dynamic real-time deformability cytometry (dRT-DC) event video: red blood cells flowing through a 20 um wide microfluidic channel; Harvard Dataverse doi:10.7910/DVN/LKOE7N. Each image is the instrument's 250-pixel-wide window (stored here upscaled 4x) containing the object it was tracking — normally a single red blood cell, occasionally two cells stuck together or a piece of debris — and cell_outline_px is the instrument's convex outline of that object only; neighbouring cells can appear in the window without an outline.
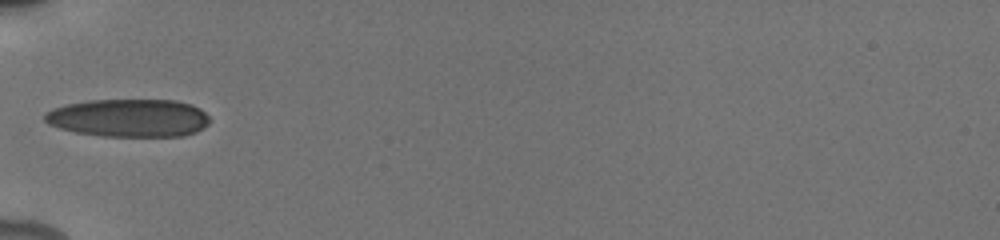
{"species": "human", "species_latin": "Homo sapiens", "temperature_condition": "cold", "stored_images_in_passage": 13, "camera_frame_rate_fps": 3000, "um_per_image_px": 0.085, "donor": {"sex": "male"}, "frame": {"image": 1, "passage_image": 1, "time_ms": 0.0, "image_size_px": [1000, 240], "cell_outline_px": [[212, 120], [208, 124], [196, 132], [184, 136], [104, 136], [76, 132], [60, 128], [48, 124], [44, 120], [44, 112], [52, 108], [64, 104], [88, 100], [176, 100], [192, 104], [200, 108]], "centroid_in_image_um": [10.95, 10.01], "position_along_channel_um": 74.0, "area_um2": 36.82}}
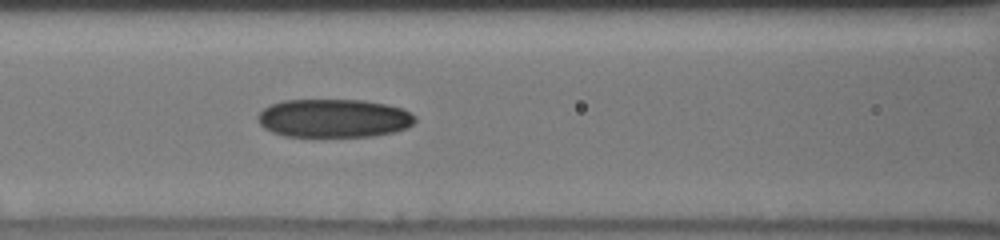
{"frame": {"image": 2, "passage_image": 9, "time_ms": 1.667, "image_size_px": [1000, 240], "cell_outline_px": [[416, 120], [408, 128], [396, 132], [372, 136], [284, 136], [272, 132], [264, 128], [260, 124], [256, 116], [264, 108], [272, 104], [284, 100], [364, 100], [388, 104], [400, 108], [416, 116]], "centroid_in_image_um": [28.38, 10.05], "position_along_channel_um": 138.2, "area_um2": 35.32}}